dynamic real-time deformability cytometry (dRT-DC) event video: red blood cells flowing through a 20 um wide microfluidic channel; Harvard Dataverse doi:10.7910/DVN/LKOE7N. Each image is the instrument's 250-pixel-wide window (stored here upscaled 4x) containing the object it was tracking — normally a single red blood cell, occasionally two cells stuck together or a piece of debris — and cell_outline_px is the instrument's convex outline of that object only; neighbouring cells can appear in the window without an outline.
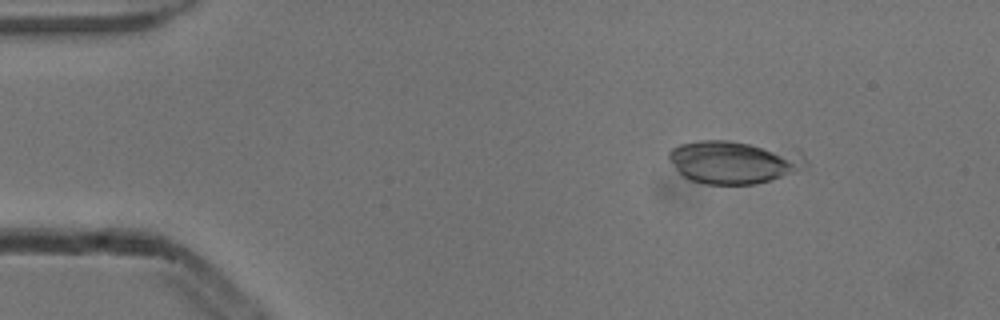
{"species": "common noctule bat (a hibernating species)", "species_latin": "Nyctalus noctula", "temperature_condition": "cold", "stored_images_in_passage": 5, "camera_frame_rate_fps": 3000, "um_per_image_px": 0.085, "animal": {"sex": "male", "body_mass_g": 13.3}, "frame": {"image": 1, "passage_image": 2, "time_ms": 0.333, "image_size_px": [1000, 320], "cell_outline_px": [[808, 164], [800, 168], [772, 180], [756, 184], [704, 184], [692, 180], [684, 176], [676, 168], [668, 156], [668, 152], [672, 148], [680, 144], [696, 140], [728, 140], [800, 148], [808, 160]], "centroid_in_image_um": [62.47, 13.73], "position_along_channel_um": 22.5, "area_um2": 34.97}}